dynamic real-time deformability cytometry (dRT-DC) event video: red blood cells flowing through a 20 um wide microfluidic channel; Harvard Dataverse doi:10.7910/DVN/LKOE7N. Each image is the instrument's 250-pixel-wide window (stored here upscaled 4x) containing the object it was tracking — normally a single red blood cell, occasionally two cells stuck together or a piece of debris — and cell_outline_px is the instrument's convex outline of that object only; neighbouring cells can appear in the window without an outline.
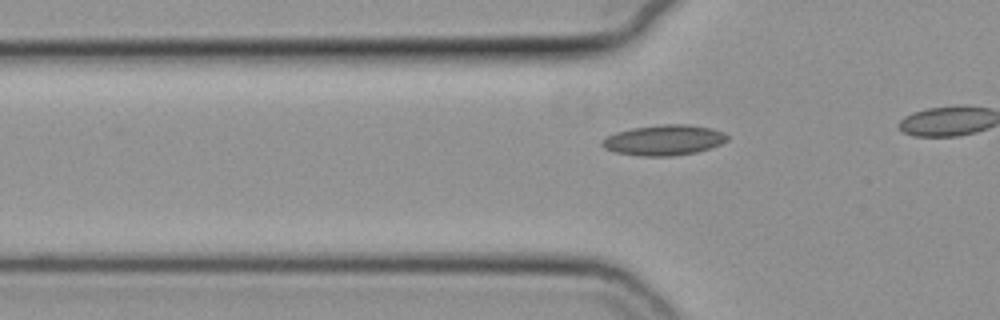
{"species": "common noctule bat (a hibernating species)", "species_latin": "Nyctalus noctula", "temperature_condition": "cold", "stored_images_in_passage": 14, "camera_frame_rate_fps": 3000, "um_per_image_px": 0.085, "animal": {"sex": "female", "body_mass_g": 19.3, "forearm_length_mm": 54.1}, "frame": {"image": 1, "passage_image": 8, "time_ms": 2.333, "image_size_px": [1000, 320], "cell_outline_px": [[728, 140], [720, 144], [696, 152], [672, 156], [644, 156], [616, 152], [604, 148], [600, 144], [608, 136], [616, 132], [632, 128], [660, 124], [688, 124], [712, 128], [724, 132], [728, 136]], "centroid_in_image_um": [56.46, 11.9], "position_along_channel_um": 69.3, "area_um2": 22.08}}
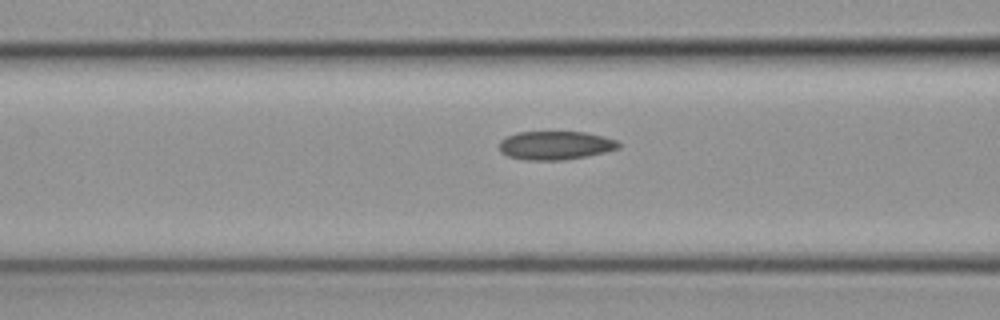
{"frame": {"image": 2, "passage_image": 12, "time_ms": 3.667, "image_size_px": [1000, 320], "cell_outline_px": [[620, 148], [588, 156], [564, 160], [524, 160], [508, 156], [500, 152], [500, 140], [516, 132], [584, 132], [604, 136], [616, 140], [620, 144]], "centroid_in_image_um": [47.21, 12.36], "position_along_channel_um": 119.4, "area_um2": 19.94}}